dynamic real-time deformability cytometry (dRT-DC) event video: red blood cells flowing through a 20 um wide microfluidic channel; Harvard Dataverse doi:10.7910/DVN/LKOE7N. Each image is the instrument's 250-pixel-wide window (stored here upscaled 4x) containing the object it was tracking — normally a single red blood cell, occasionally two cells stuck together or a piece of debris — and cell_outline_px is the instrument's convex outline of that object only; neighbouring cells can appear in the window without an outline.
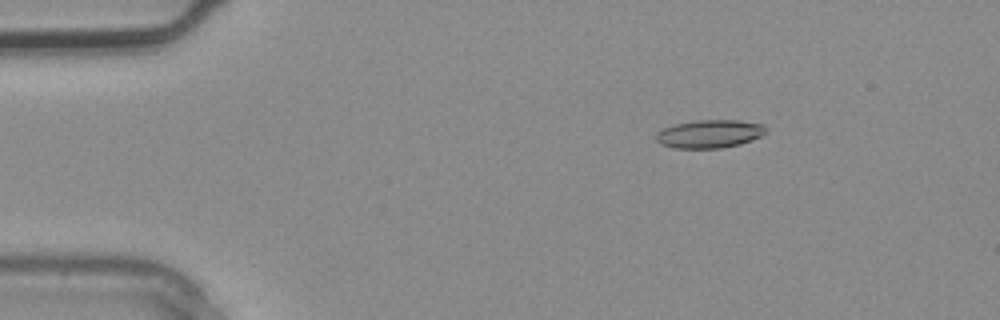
{"species": "common noctule bat (a hibernating species)", "species_latin": "Nyctalus noctula", "temperature_condition": "warm", "stored_images_in_passage": 4, "camera_frame_rate_fps": 3000, "um_per_image_px": 0.085, "animal": {"sex": "male", "body_mass_g": 20.4}, "frame": {"image": 1, "passage_image": 2, "time_ms": 0.333, "image_size_px": [1000, 320], "cell_outline_px": [[768, 132], [752, 140], [740, 144], [720, 148], [676, 148], [660, 144], [656, 140], [656, 136], [664, 128], [676, 124], [696, 120], [736, 120], [764, 124]], "centroid_in_image_um": [60.36, 11.38], "position_along_channel_um": 24.6, "area_um2": 17.92}}